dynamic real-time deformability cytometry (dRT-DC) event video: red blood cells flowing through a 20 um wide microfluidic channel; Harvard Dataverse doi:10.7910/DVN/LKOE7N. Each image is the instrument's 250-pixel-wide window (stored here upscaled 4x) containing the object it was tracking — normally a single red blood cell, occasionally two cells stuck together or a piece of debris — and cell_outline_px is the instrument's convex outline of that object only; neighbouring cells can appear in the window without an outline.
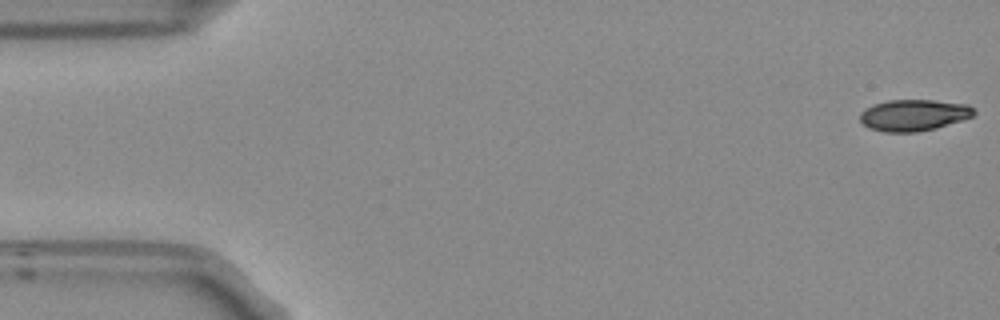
{"species": "Egyptian fruit bat (a non-hibernating species)", "species_latin": "Rousettus aegyptiacus", "temperature_condition": "room temperature", "stored_images_in_passage": 54, "camera_frame_rate_fps": 3000, "um_per_image_px": 0.085, "frame": {"image": 1, "passage_image": 1, "time_ms": 0.0, "image_size_px": [1000, 320], "cell_outline_px": [[976, 112], [972, 116], [936, 128], [916, 132], [884, 132], [872, 128], [864, 124], [860, 120], [860, 112], [864, 108], [872, 104], [888, 100], [932, 100], [968, 104]], "centroid_in_image_um": [77.64, 9.77], "position_along_channel_um": 7.4, "area_um2": 20.75}}
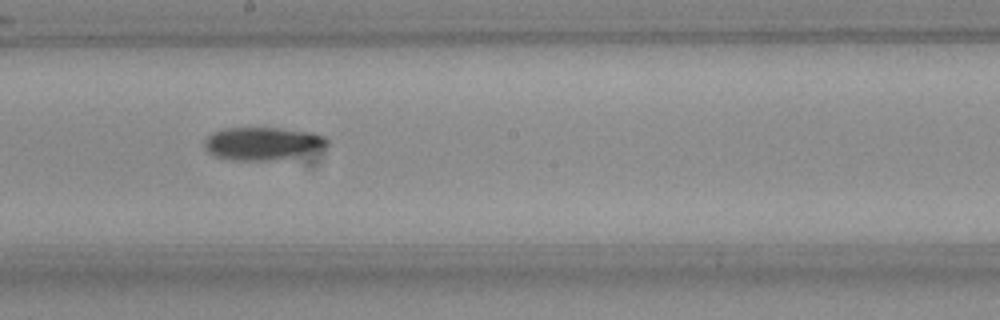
{"frame": {"image": 2, "passage_image": 29, "time_ms": 9.333, "image_size_px": [1000, 320], "cell_outline_px": [[332, 140], [324, 148], [292, 156], [268, 160], [232, 160], [216, 156], [208, 152], [204, 144], [204, 140], [212, 132], [224, 128], [280, 128], [312, 132], [328, 136]], "centroid_in_image_um": [22.34, 12.17], "position_along_channel_um": 225.9, "area_um2": 23.47}}
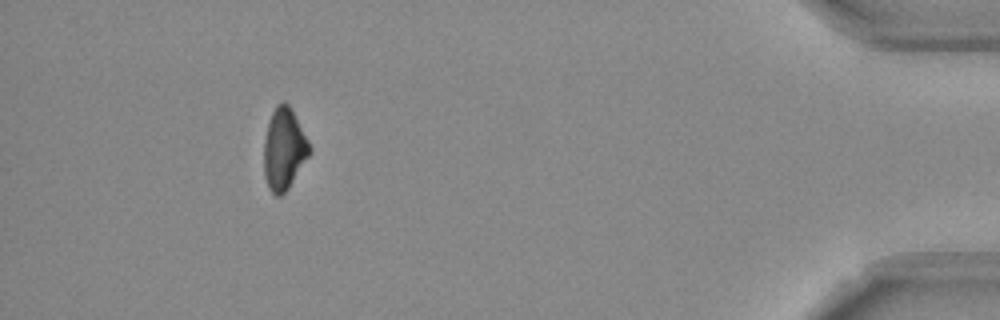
{"frame": {"image": 3, "passage_image": 49, "time_ms": 16.0, "image_size_px": [1000, 320], "cell_outline_px": [[312, 152], [288, 188], [280, 196], [276, 196], [268, 188], [264, 176], [264, 140], [268, 124], [272, 112], [276, 104], [284, 100], [288, 104], [308, 140], [312, 148]], "centroid_in_image_um": [24.14, 12.68], "position_along_channel_um": 411.1, "area_um2": 21.62}, "authors_computed_cell_mechanics": {"area_um2": 22.3108, "velocity_mm_per_s": 3.7477, "shape_relaxation_time_tau1_ms": 6.1817, "shape_relaxation_time_tau2_ms": null, "deformation_change_tau1": 0.1481, "deformation_change_tau2": null}}